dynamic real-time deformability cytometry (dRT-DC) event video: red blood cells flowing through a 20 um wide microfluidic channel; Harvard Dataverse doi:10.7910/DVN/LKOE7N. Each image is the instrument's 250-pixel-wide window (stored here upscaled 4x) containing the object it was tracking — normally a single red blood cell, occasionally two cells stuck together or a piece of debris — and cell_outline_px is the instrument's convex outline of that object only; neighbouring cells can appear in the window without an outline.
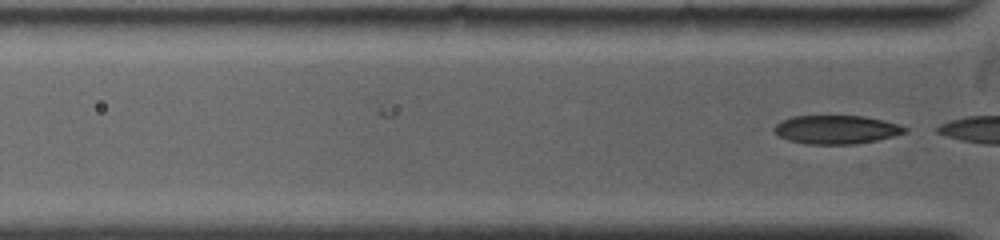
{"species": "common noctule bat (a hibernating species)", "species_latin": "Nyctalus noctula", "temperature_condition": "warm", "stored_images_in_passage": 4, "camera_frame_rate_fps": 5000, "um_per_image_px": 0.085, "animal": {"sex": "female", "body_mass_g": 19.0, "forearm_length_mm": 53.3}, "frame": {"image": 1, "passage_image": 4, "time_ms": 1.4, "image_size_px": [1000, 240], "cell_outline_px": [[908, 132], [876, 140], [856, 144], [804, 144], [788, 140], [780, 136], [772, 128], [780, 120], [792, 116], [864, 116], [884, 120], [900, 124], [908, 128]], "centroid_in_image_um": [71.09, 11.01], "position_along_channel_um": 54.7, "area_um2": 21.91}}